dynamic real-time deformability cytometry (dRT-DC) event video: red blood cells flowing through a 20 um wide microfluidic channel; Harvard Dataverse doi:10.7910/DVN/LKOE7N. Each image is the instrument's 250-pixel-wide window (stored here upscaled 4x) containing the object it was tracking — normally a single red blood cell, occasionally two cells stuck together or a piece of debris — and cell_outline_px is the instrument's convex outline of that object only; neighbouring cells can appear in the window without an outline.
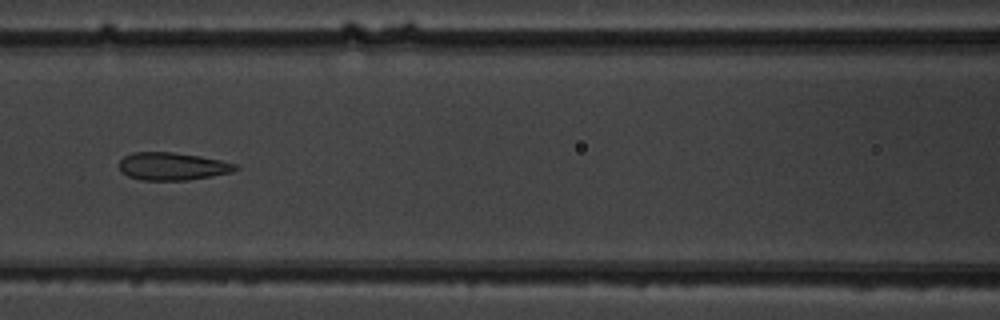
{"species": "common noctule bat (a hibernating species)", "species_latin": "Nyctalus noctula", "temperature_condition": "warm", "stored_images_in_passage": 9, "camera_frame_rate_fps": 3000, "um_per_image_px": 0.085, "animal": {"sex": "male", "body_mass_g": 19.5, "forearm_length_mm": 54.6}, "frame": {"image": 1, "passage_image": 7, "time_ms": 7.0, "image_size_px": [1000, 320], "cell_outline_px": [[240, 168], [232, 172], [212, 176], [188, 180], [140, 180], [128, 176], [120, 172], [120, 160], [124, 156], [132, 152], [172, 152], [200, 156], [220, 160], [236, 164]], "centroid_in_image_um": [14.65, 14.14], "position_along_channel_um": 152.0, "area_um2": 18.84}}
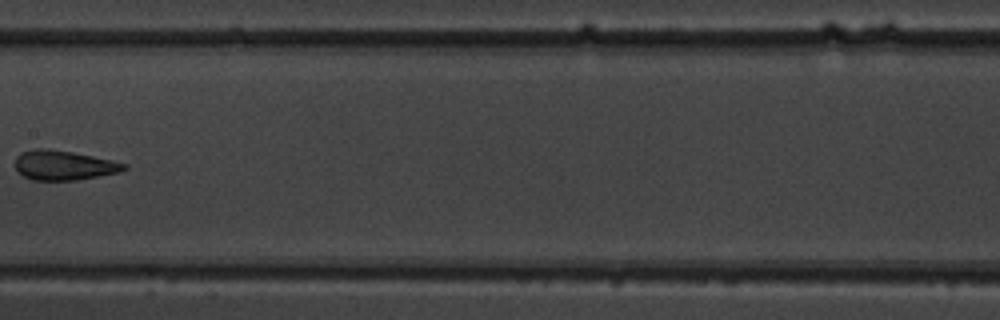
{"frame": {"image": 2, "passage_image": 8, "time_ms": 8.333, "image_size_px": [1000, 320], "cell_outline_px": [[128, 168], [120, 172], [76, 180], [32, 180], [16, 172], [16, 156], [20, 152], [36, 148], [48, 148], [72, 152], [92, 156], [128, 164]], "centroid_in_image_um": [5.4, 14.04], "position_along_channel_um": 202.0, "area_um2": 18.84}}
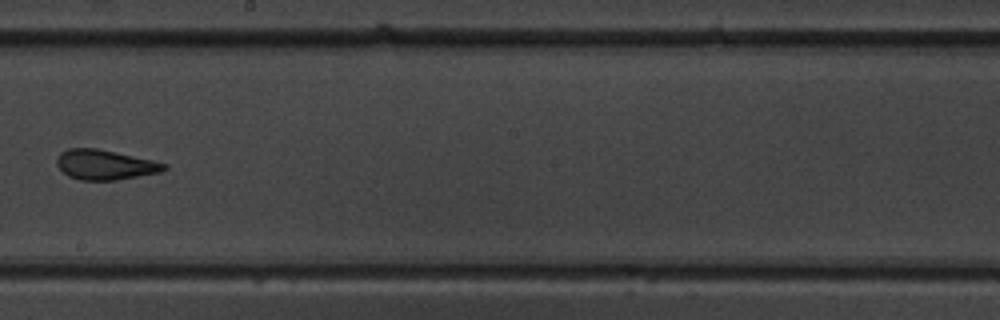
{"frame": {"image": 3, "passage_image": 9, "time_ms": 9.333, "image_size_px": [1000, 320], "cell_outline_px": [[168, 168], [160, 172], [116, 180], [80, 180], [68, 176], [56, 164], [56, 160], [60, 152], [68, 148], [96, 148], [152, 160], [168, 164]], "centroid_in_image_um": [8.91, 14.0], "position_along_channel_um": 239.3, "area_um2": 18.61}}